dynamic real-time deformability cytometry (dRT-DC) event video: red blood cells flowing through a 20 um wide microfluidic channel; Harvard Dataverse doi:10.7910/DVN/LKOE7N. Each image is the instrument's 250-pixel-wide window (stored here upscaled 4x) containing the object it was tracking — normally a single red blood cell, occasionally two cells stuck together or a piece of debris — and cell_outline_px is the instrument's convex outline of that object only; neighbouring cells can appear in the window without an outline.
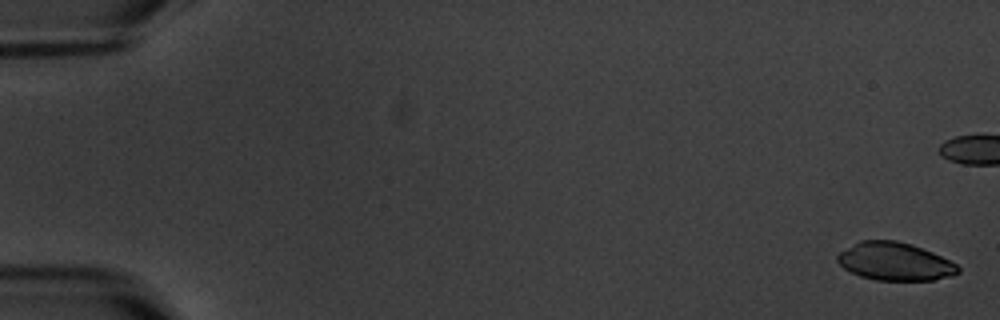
{"species": "common noctule bat (a hibernating species)", "species_latin": "Nyctalus noctula", "temperature_condition": "warm", "stored_images_in_passage": 6, "camera_frame_rate_fps": 3000, "um_per_image_px": 0.085, "animal": {"sex": "male", "body_mass_g": 20.1, "forearm_length_mm": 53.5}, "frame": {"image": 1, "passage_image": 1, "time_ms": 0.0, "image_size_px": [1000, 320], "cell_outline_px": [[960, 272], [952, 276], [932, 280], [876, 280], [860, 276], [844, 268], [836, 260], [836, 256], [840, 252], [860, 240], [896, 240], [912, 244], [932, 252], [956, 264], [960, 268]], "centroid_in_image_um": [76.06, 22.22], "position_along_channel_um": 8.9, "area_um2": 26.59}}
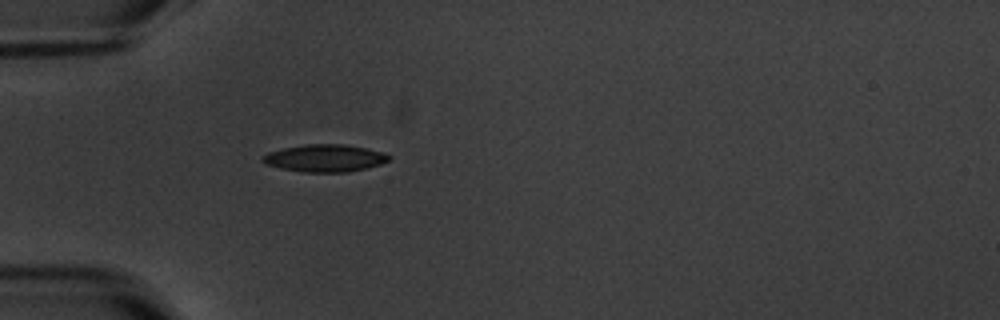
{"frame": {"image": 2, "passage_image": 6, "time_ms": 7.0, "image_size_px": [1000, 320], "cell_outline_px": [[392, 156], [388, 160], [380, 164], [348, 172], [304, 172], [280, 168], [264, 164], [260, 160], [268, 152], [284, 148], [308, 144], [344, 144], [384, 152]], "centroid_in_image_um": [27.59, 13.44], "position_along_channel_um": 57.4, "area_um2": 20.0}}